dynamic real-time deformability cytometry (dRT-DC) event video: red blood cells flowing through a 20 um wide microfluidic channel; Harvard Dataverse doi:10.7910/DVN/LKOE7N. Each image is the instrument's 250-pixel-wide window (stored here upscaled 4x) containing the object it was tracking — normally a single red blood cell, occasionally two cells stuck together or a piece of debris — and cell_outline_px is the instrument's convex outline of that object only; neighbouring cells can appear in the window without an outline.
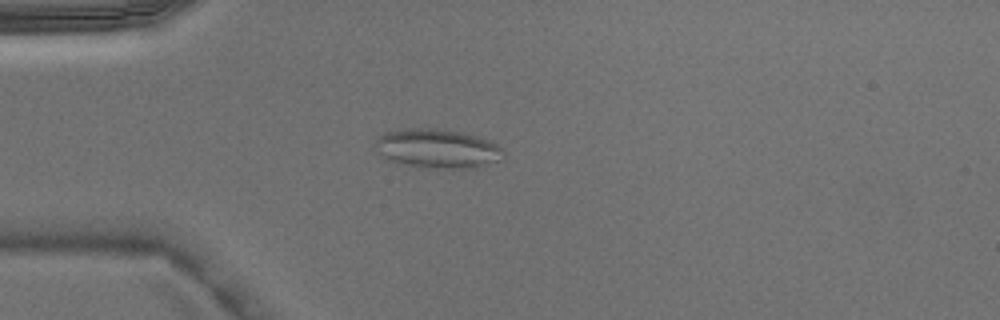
{"species": "Egyptian fruit bat (a non-hibernating species)", "species_latin": "Rousettus aegyptiacus", "temperature_condition": "warm", "stored_images_in_passage": 3, "camera_frame_rate_fps": 3000, "um_per_image_px": 0.085, "animal": {"sex": "male"}, "frame": {"image": 1, "passage_image": 2, "time_ms": 0.333, "image_size_px": [1000, 320], "cell_outline_px": [[504, 152], [500, 160], [472, 168], [432, 168], [408, 164], [388, 160], [376, 152], [372, 148], [376, 140], [384, 132], [408, 128], [436, 128], [460, 132], [476, 136], [488, 140], [496, 144]], "centroid_in_image_um": [37.12, 12.62], "position_along_channel_um": 47.9, "area_um2": 29.07}}